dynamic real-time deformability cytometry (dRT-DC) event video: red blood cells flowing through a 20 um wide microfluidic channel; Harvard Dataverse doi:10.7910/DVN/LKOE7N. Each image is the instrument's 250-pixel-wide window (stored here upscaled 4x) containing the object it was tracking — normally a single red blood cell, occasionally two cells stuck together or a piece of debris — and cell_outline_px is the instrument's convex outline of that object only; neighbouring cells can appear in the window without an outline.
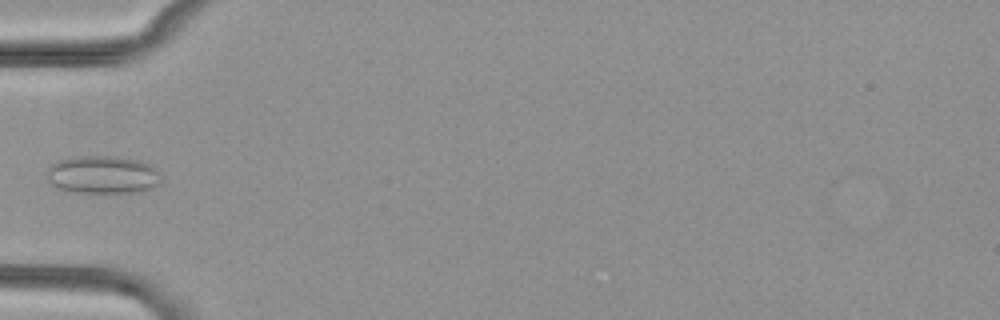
{"species": "common noctule bat (a hibernating species)", "species_latin": "Nyctalus noctula", "temperature_condition": "cold", "stored_images_in_passage": 5, "camera_frame_rate_fps": 3000, "um_per_image_px": 0.085, "animal": {"sex": "female", "body_mass_g": 29.2, "forearm_length_mm": 56.3}, "frame": {"image": 1, "passage_image": 5, "time_ms": 4.667, "image_size_px": [1000, 320], "cell_outline_px": [[160, 184], [152, 188], [140, 192], [76, 192], [60, 188], [52, 184], [48, 180], [48, 168], [56, 160], [72, 156], [120, 156], [140, 160], [156, 168], [160, 180]], "centroid_in_image_um": [8.74, 14.83], "position_along_channel_um": 76.3, "area_um2": 25.32}}